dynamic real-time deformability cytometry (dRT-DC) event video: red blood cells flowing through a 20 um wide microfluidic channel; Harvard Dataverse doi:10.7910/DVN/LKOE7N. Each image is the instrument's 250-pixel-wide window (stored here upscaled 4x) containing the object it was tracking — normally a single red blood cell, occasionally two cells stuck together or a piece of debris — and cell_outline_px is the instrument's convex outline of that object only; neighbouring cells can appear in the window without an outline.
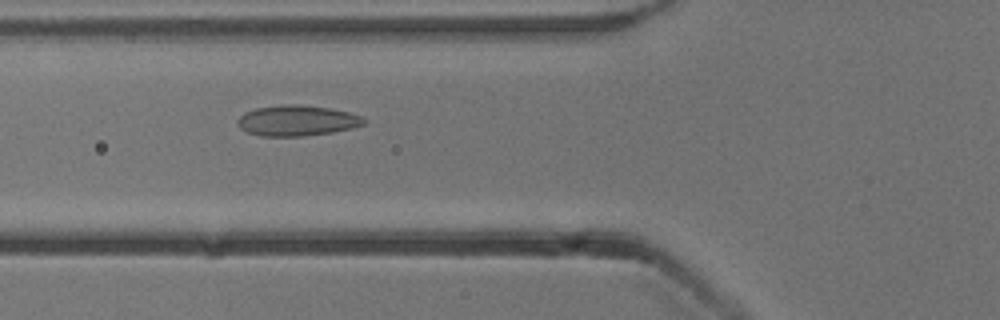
{"species": "common noctule bat (a hibernating species)", "species_latin": "Nyctalus noctula", "temperature_condition": "cold", "stored_images_in_passage": 53, "camera_frame_rate_fps": 3000, "um_per_image_px": 0.085, "animal": {"sex": "male", "body_mass_g": 13.3}, "frame": {"image": 1, "passage_image": 20, "time_ms": 6.333, "image_size_px": [1000, 320], "cell_outline_px": [[368, 120], [364, 124], [352, 128], [332, 132], [304, 136], [264, 136], [248, 132], [240, 128], [236, 120], [244, 112], [256, 108], [284, 104], [300, 104], [332, 108], [348, 112], [360, 116]], "centroid_in_image_um": [25.25, 10.24], "position_along_channel_um": 100.5, "area_um2": 22.6}}
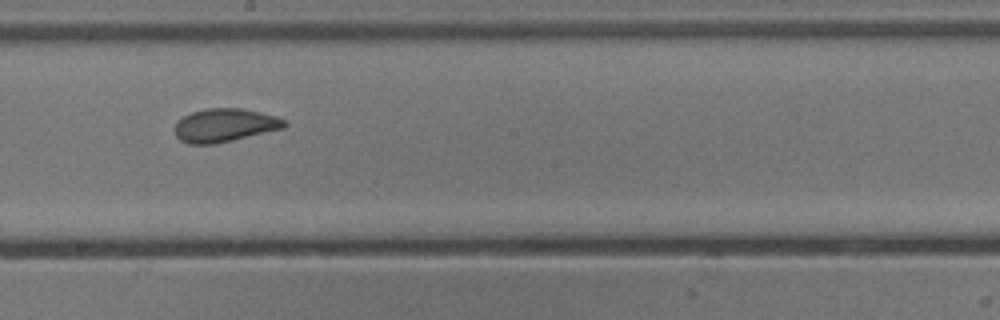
{"frame": {"image": 2, "passage_image": 30, "time_ms": 9.667, "image_size_px": [1000, 320], "cell_outline_px": [[288, 124], [284, 128], [216, 144], [188, 144], [180, 140], [176, 136], [172, 128], [176, 120], [192, 112], [204, 108], [244, 108], [276, 116], [284, 120]], "centroid_in_image_um": [19.05, 10.64], "position_along_channel_um": 229.1, "area_um2": 21.62}}
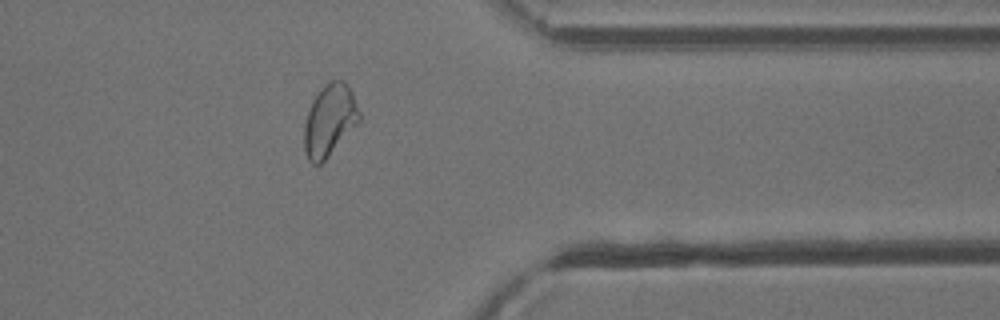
{"frame": {"image": 3, "passage_image": 43, "time_ms": 14.0, "image_size_px": [1000, 320], "cell_outline_px": [[360, 120], [328, 156], [320, 164], [312, 164], [308, 160], [304, 148], [304, 124], [312, 100], [320, 88], [324, 84], [332, 80], [344, 80], [352, 92], [360, 112]], "centroid_in_image_um": [28.0, 10.2], "position_along_channel_um": 383.4, "area_um2": 22.83}, "authors_computed_cell_mechanics": {"area_um2": 23.12, "velocity_mm_per_s": 3.8401, "shape_relaxation_time_tau1_ms": 9.1807, "shape_relaxation_time_tau2_ms": 1.0992, "deformation_change_tau1": 0.186, "deformation_change_tau2": 0.0693}}